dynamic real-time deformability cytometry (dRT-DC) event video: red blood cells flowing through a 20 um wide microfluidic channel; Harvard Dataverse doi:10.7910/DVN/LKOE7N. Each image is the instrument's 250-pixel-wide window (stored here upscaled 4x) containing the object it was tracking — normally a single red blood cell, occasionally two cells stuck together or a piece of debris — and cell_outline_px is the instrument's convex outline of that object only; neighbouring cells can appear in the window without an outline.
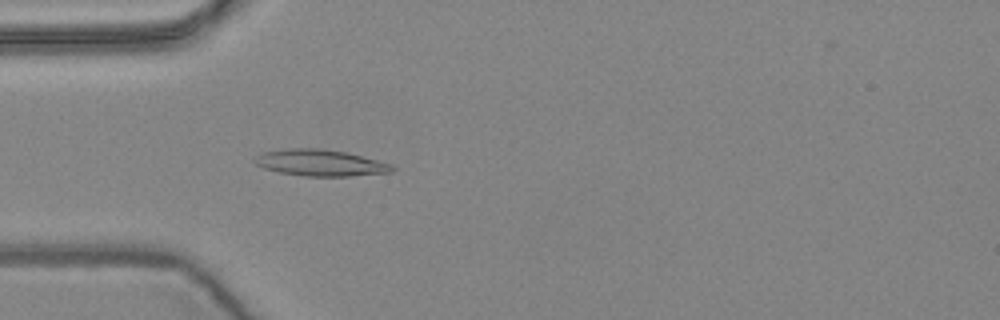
{"species": "common noctule bat (a hibernating species)", "species_latin": "Nyctalus noctula", "temperature_condition": "warm", "stored_images_in_passage": 4, "camera_frame_rate_fps": 3000, "um_per_image_px": 0.085, "animal": {"sex": "female", "body_mass_g": 24.6, "forearm_length_mm": 56.2}, "frame": {"image": 1, "passage_image": 4, "time_ms": 1.0, "image_size_px": [1000, 320], "cell_outline_px": [[396, 168], [392, 172], [348, 176], [304, 176], [280, 172], [264, 168], [256, 164], [252, 160], [256, 156], [264, 152], [284, 148], [316, 148], [348, 152], [392, 164]], "centroid_in_image_um": [27.23, 13.83], "position_along_channel_um": 57.8, "area_um2": 21.21}}